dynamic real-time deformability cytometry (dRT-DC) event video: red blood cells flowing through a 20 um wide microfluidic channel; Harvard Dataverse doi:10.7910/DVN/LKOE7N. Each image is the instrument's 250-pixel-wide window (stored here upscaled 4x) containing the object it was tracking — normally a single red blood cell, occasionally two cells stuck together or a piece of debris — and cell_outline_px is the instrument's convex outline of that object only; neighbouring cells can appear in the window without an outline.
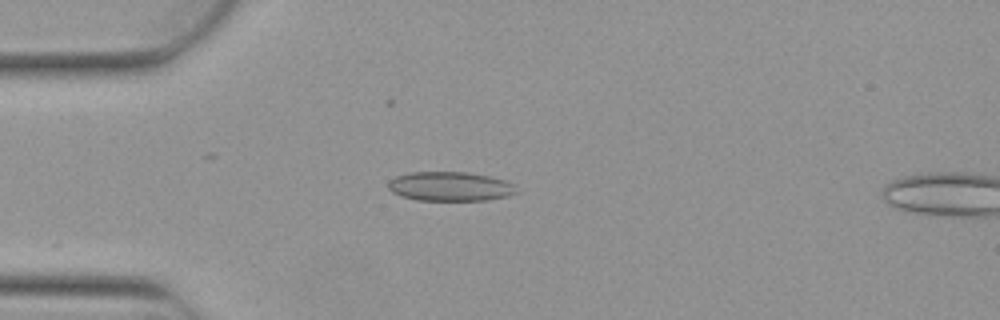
{"species": "Egyptian fruit bat (a non-hibernating species)", "species_latin": "Rousettus aegyptiacus", "temperature_condition": "warm", "stored_images_in_passage": 4, "camera_frame_rate_fps": 3000, "um_per_image_px": 0.085, "animal": {"sex": "female"}, "frame": {"image": 1, "passage_image": 3, "time_ms": 0.667, "image_size_px": [1000, 320], "cell_outline_px": [[516, 192], [508, 196], [488, 200], [416, 200], [400, 196], [392, 192], [388, 188], [388, 180], [396, 176], [412, 172], [468, 172], [488, 176], [504, 180], [512, 184]], "centroid_in_image_um": [38.21, 15.85], "position_along_channel_um": 46.8, "area_um2": 21.79}}